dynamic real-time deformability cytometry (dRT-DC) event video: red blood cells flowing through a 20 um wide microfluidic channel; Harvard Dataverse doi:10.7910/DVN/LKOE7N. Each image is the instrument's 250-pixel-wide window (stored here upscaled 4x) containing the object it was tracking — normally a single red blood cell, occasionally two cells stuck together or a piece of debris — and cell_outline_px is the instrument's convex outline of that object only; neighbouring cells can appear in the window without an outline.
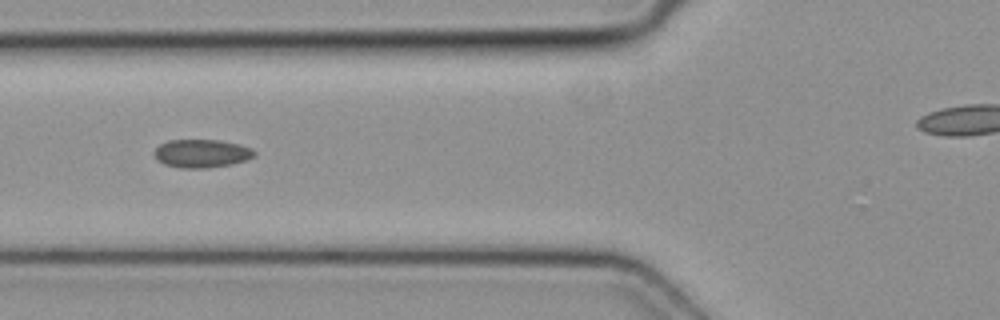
{"species": "common noctule bat (a hibernating species)", "species_latin": "Nyctalus noctula", "temperature_condition": "cold", "stored_images_in_passage": 6, "segment_of_instrument_passage": [1, 2], "camera_frame_rate_fps": 3000, "um_per_image_px": 0.085, "animal": {"sex": "female", "body_mass_g": 19.3, "forearm_length_mm": 54.1}, "frame": {"image": 1, "passage_image": 5, "time_ms": 1.333, "image_size_px": [1000, 320], "cell_outline_px": [[256, 156], [232, 164], [208, 168], [180, 168], [164, 164], [156, 160], [152, 152], [160, 144], [168, 140], [220, 140], [240, 144], [252, 148], [256, 152]], "centroid_in_image_um": [17.13, 13.04], "position_along_channel_um": 108.7, "area_um2": 16.7}}